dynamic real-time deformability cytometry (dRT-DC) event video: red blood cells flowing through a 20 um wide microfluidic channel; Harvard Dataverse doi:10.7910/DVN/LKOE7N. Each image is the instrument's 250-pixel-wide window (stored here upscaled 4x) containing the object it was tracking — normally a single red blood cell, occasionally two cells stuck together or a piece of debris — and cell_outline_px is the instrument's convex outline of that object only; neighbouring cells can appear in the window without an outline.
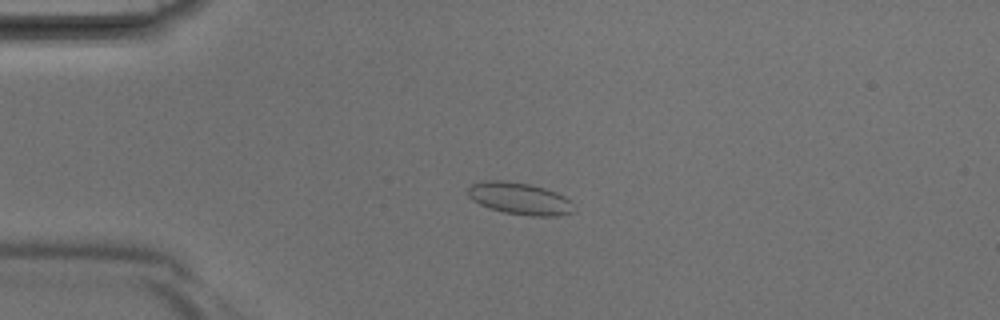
{"species": "Egyptian fruit bat (a non-hibernating species)", "species_latin": "Rousettus aegyptiacus", "temperature_condition": "room temperature", "stored_images_in_passage": 34, "camera_frame_rate_fps": 3000, "um_per_image_px": 0.085, "animal": {"sex": "male"}, "frame": {"image": 1, "passage_image": 3, "time_ms": 0.667, "image_size_px": [1000, 320], "cell_outline_px": [[572, 212], [556, 216], [532, 216], [504, 212], [488, 208], [472, 200], [468, 196], [468, 188], [472, 184], [484, 180], [500, 180], [528, 184], [544, 188], [556, 192], [564, 196], [568, 200]], "centroid_in_image_um": [44.1, 16.87], "position_along_channel_um": 40.9, "area_um2": 19.42}}
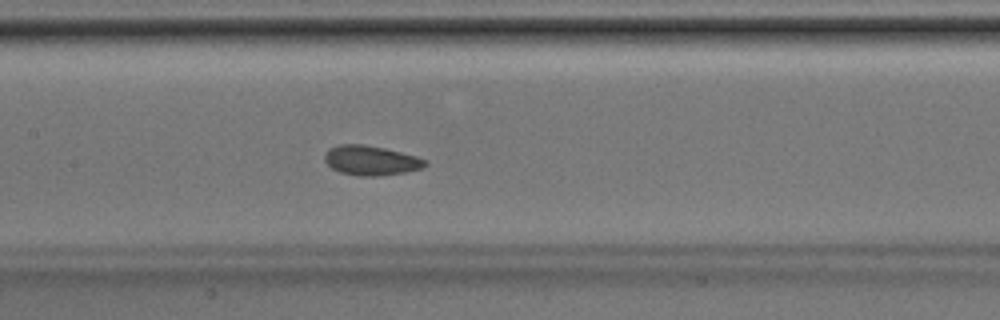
{"frame": {"image": 2, "passage_image": 13, "time_ms": 4.0, "image_size_px": [1000, 320], "cell_outline_px": [[428, 164], [420, 168], [404, 172], [380, 176], [360, 176], [340, 172], [332, 168], [324, 160], [324, 152], [328, 148], [340, 144], [364, 144], [384, 148], [416, 156], [428, 160]], "centroid_in_image_um": [31.5, 13.63], "position_along_channel_um": 175.9, "area_um2": 17.4}}
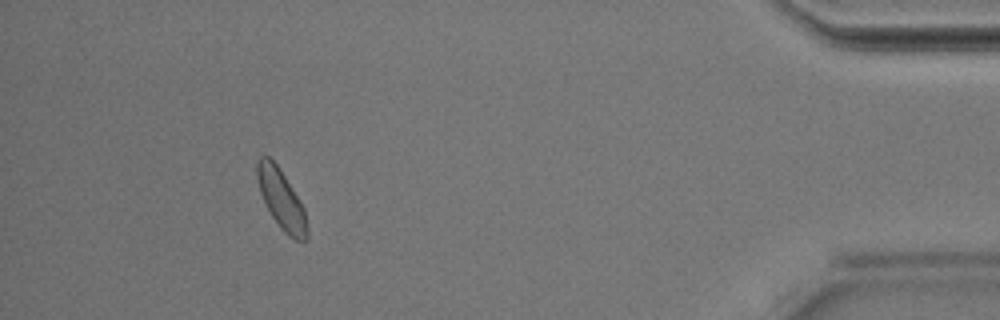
{"frame": {"image": 3, "passage_image": 31, "time_ms": 10.0, "image_size_px": [1000, 320], "cell_outline_px": [[308, 236], [304, 240], [296, 240], [288, 236], [280, 228], [272, 216], [260, 192], [256, 176], [256, 160], [260, 156], [268, 156], [276, 164], [284, 176], [304, 208], [308, 228]], "centroid_in_image_um": [23.9, 16.95], "position_along_channel_um": 411.3, "area_um2": 17.05}}